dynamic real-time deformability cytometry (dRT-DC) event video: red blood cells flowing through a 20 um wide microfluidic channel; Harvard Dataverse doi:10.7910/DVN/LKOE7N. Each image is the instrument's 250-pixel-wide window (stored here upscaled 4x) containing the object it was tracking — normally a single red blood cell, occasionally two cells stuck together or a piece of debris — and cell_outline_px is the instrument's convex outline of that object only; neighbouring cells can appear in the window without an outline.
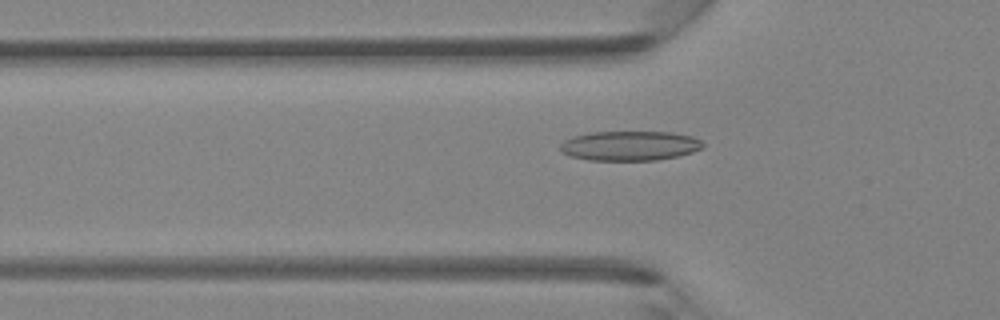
{"species": "Egyptian fruit bat (a non-hibernating species)", "species_latin": "Rousettus aegyptiacus", "temperature_condition": "room temperature", "stored_images_in_passage": 45, "camera_frame_rate_fps": 3000, "um_per_image_px": 0.085, "animal": {"sex": "female"}, "frame": {"image": 1, "passage_image": 15, "time_ms": 4.667, "image_size_px": [1000, 320], "cell_outline_px": [[704, 148], [692, 152], [676, 156], [656, 160], [588, 160], [568, 156], [560, 152], [560, 144], [564, 140], [572, 136], [588, 132], [672, 132], [692, 136], [700, 140], [704, 144]], "centroid_in_image_um": [53.49, 12.39], "position_along_channel_um": 72.3, "area_um2": 24.85}}
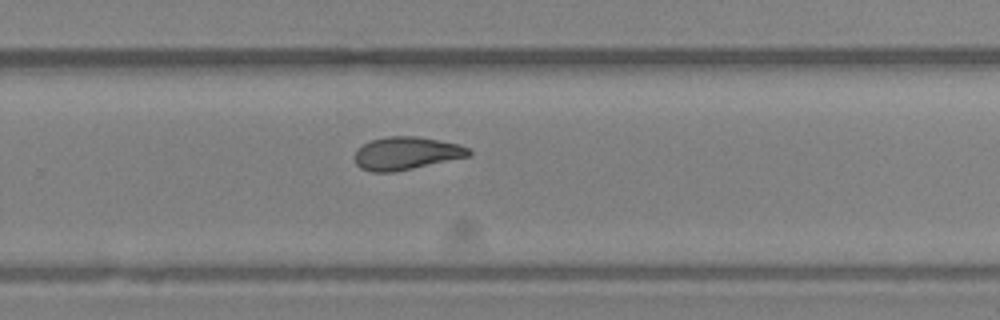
{"frame": {"image": 2, "passage_image": 30, "time_ms": 9.667, "image_size_px": [1000, 320], "cell_outline_px": [[472, 152], [468, 156], [412, 168], [392, 172], [372, 172], [360, 168], [356, 164], [352, 156], [356, 148], [372, 140], [388, 136], [416, 136], [460, 144], [468, 148]], "centroid_in_image_um": [34.47, 13.02], "position_along_channel_um": 295.3, "area_um2": 21.79}}
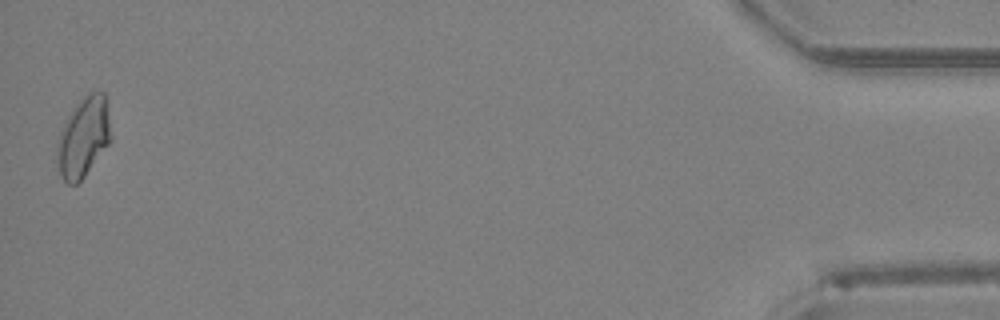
{"frame": {"image": 3, "passage_image": 45, "time_ms": 14.667, "image_size_px": [1000, 320], "cell_outline_px": [[112, 140], [84, 176], [76, 184], [68, 184], [64, 180], [60, 172], [56, 160], [56, 148], [60, 132], [64, 120], [76, 104], [88, 92], [104, 92], [112, 136]], "centroid_in_image_um": [7.08, 11.65], "position_along_channel_um": 428.1, "area_um2": 25.03}}